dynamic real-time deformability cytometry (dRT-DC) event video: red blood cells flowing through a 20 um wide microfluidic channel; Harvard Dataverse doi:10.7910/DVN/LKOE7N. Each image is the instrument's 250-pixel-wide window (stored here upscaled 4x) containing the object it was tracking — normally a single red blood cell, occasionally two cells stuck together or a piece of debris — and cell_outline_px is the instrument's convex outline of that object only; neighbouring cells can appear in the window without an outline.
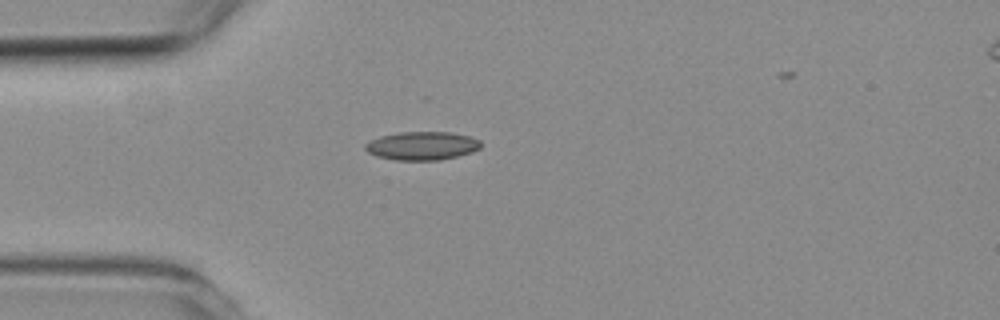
{"species": "common noctule bat (a hibernating species)", "species_latin": "Nyctalus noctula", "temperature_condition": "room temperature", "stored_images_in_passage": 2, "camera_frame_rate_fps": 3000, "um_per_image_px": 0.085, "animal": {"sex": "female", "body_mass_g": 19.3, "forearm_length_mm": 54.1}, "frame": {"image": 1, "passage_image": 1, "time_ms": 0.0, "image_size_px": [1000, 320], "cell_outline_px": [[480, 148], [472, 152], [440, 160], [396, 160], [376, 156], [368, 152], [364, 148], [364, 144], [380, 136], [400, 132], [452, 132], [472, 136], [480, 140]], "centroid_in_image_um": [35.89, 12.39], "position_along_channel_um": 49.1, "area_um2": 19.19}}